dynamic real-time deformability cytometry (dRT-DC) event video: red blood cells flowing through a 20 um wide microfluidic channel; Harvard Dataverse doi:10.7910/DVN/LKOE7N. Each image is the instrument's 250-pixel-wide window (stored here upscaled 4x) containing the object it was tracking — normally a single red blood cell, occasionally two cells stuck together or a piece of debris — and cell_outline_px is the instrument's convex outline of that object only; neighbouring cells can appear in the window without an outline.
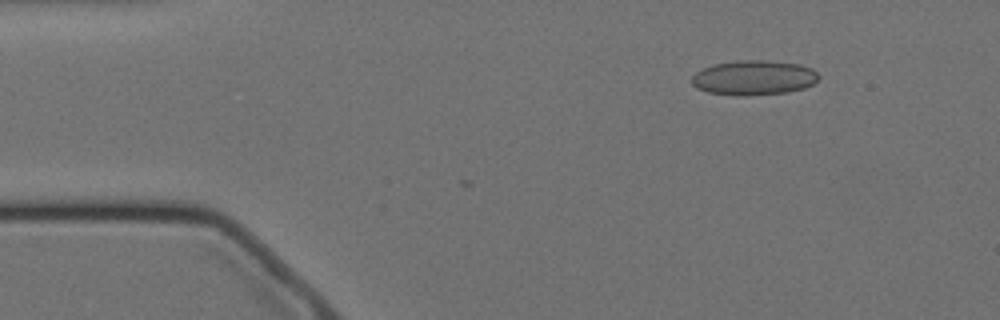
{"species": "Egyptian fruit bat (a non-hibernating species)", "species_latin": "Rousettus aegyptiacus", "temperature_condition": "cold", "stored_images_in_passage": 38, "camera_frame_rate_fps": 3000, "um_per_image_px": 0.085, "animal": {"sex": "female"}, "frame": {"image": 1, "passage_image": 1, "time_ms": 0.0, "image_size_px": [1000, 320], "cell_outline_px": [[820, 76], [812, 84], [804, 88], [788, 92], [740, 96], [736, 96], [708, 92], [696, 88], [692, 84], [692, 76], [696, 72], [704, 68], [716, 64], [740, 60], [764, 60], [800, 64], [812, 68]], "centroid_in_image_um": [64.08, 6.61], "position_along_channel_um": 20.9, "area_um2": 25.61}}
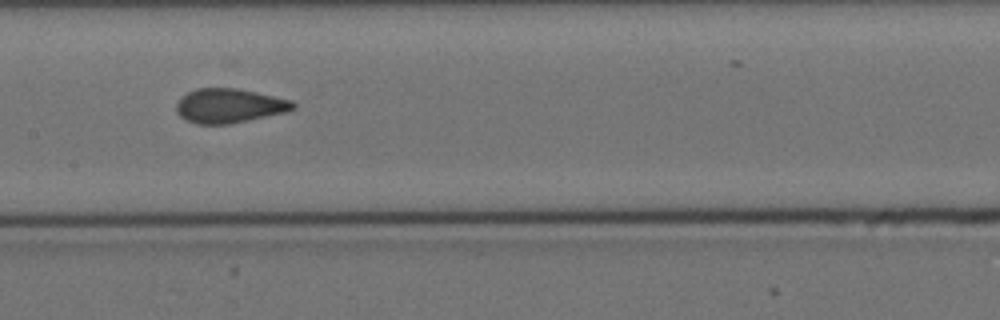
{"frame": {"image": 2, "passage_image": 21, "time_ms": 6.667, "image_size_px": [1000, 320], "cell_outline_px": [[296, 108], [288, 112], [228, 124], [196, 124], [184, 120], [176, 112], [176, 104], [188, 92], [196, 88], [236, 88], [256, 92], [292, 100], [296, 104]], "centroid_in_image_um": [19.5, 9.0], "position_along_channel_um": 187.9, "area_um2": 23.41}}
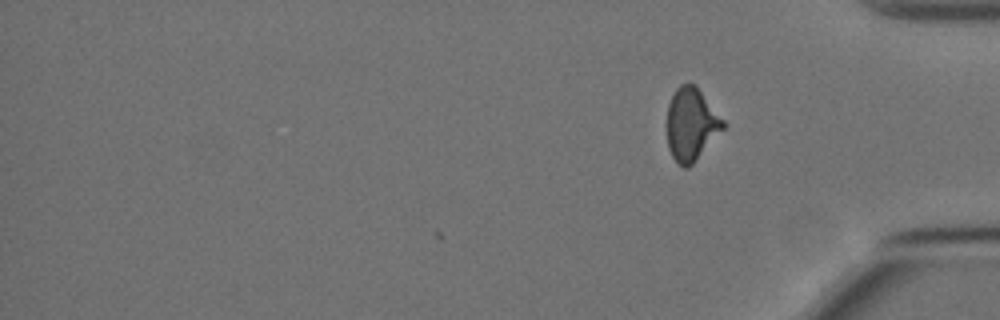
{"frame": {"image": 3, "passage_image": 38, "time_ms": 12.333, "image_size_px": [1000, 320], "cell_outline_px": [[724, 128], [692, 164], [688, 168], [684, 168], [672, 156], [668, 148], [668, 104], [676, 88], [680, 84], [696, 84], [724, 120]], "centroid_in_image_um": [58.76, 10.54], "position_along_channel_um": 376.4, "area_um2": 23.47}, "authors_computed_cell_mechanics": {"area_um2": 23.7558, "velocity_mm_per_s": 3.4918, "shape_relaxation_time_tau1_ms": null, "shape_relaxation_time_tau2_ms": 0.9438, "deformation_change_tau1": null, "deformation_change_tau2": 0.0635}}